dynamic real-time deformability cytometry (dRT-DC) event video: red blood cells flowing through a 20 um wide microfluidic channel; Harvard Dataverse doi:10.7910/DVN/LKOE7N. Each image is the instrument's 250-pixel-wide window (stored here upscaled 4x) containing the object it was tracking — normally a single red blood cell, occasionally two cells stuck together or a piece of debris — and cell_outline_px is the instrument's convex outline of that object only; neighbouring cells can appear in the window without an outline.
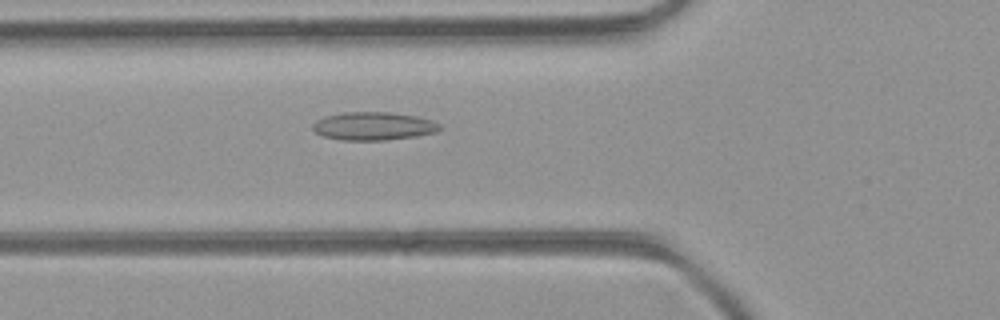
{"species": "common noctule bat (a hibernating species)", "species_latin": "Nyctalus noctula", "temperature_condition": "room temperature", "stored_images_in_passage": 52, "camera_frame_rate_fps": 3000, "um_per_image_px": 0.085, "animal": {"sex": "female", "body_mass_g": 21.9}, "frame": {"image": 1, "passage_image": 19, "time_ms": 6.0, "image_size_px": [1000, 320], "cell_outline_px": [[444, 128], [432, 132], [412, 136], [384, 140], [340, 140], [324, 136], [316, 132], [312, 128], [312, 124], [316, 120], [324, 116], [344, 112], [392, 112], [416, 116], [432, 120], [440, 124]], "centroid_in_image_um": [31.71, 10.7], "position_along_channel_um": 94.1, "area_um2": 20.75}}
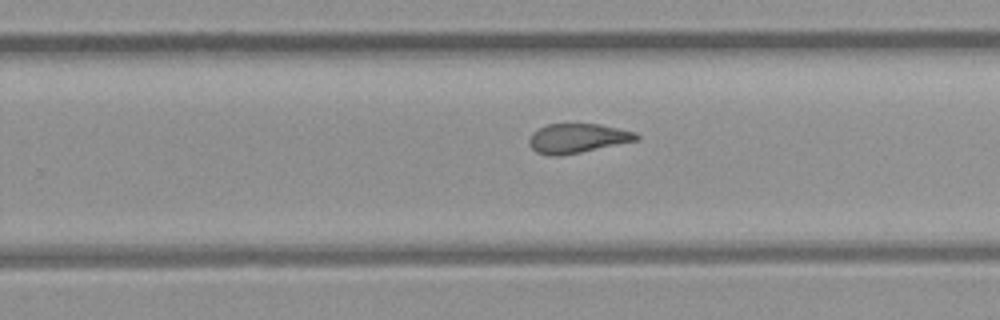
{"frame": {"image": 2, "passage_image": 33, "time_ms": 10.667, "image_size_px": [1000, 320], "cell_outline_px": [[640, 136], [636, 140], [580, 152], [560, 156], [548, 156], [536, 152], [528, 144], [528, 140], [532, 132], [548, 124], [600, 124], [620, 128], [636, 132]], "centroid_in_image_um": [49.05, 11.75], "position_along_channel_um": 280.8, "area_um2": 18.32}}
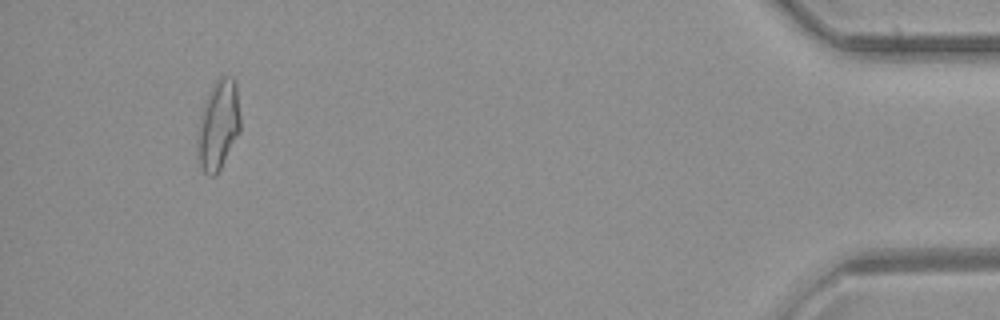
{"frame": {"image": 3, "passage_image": 49, "time_ms": 16.0, "image_size_px": [1000, 320], "cell_outline_px": [[240, 132], [216, 176], [208, 176], [204, 172], [200, 164], [196, 140], [200, 116], [204, 100], [212, 84], [220, 76], [232, 76], [236, 84], [240, 116]], "centroid_in_image_um": [18.55, 10.61], "position_along_channel_um": 416.7, "area_um2": 22.6}, "authors_computed_cell_mechanics": {"area_um2": 20.3167, "velocity_mm_per_s": 3.9898, "shape_relaxation_time_tau1_ms": null, "shape_relaxation_time_tau2_ms": 2.6285, "deformation_change_tau1": null, "deformation_change_tau2": 0.1}}